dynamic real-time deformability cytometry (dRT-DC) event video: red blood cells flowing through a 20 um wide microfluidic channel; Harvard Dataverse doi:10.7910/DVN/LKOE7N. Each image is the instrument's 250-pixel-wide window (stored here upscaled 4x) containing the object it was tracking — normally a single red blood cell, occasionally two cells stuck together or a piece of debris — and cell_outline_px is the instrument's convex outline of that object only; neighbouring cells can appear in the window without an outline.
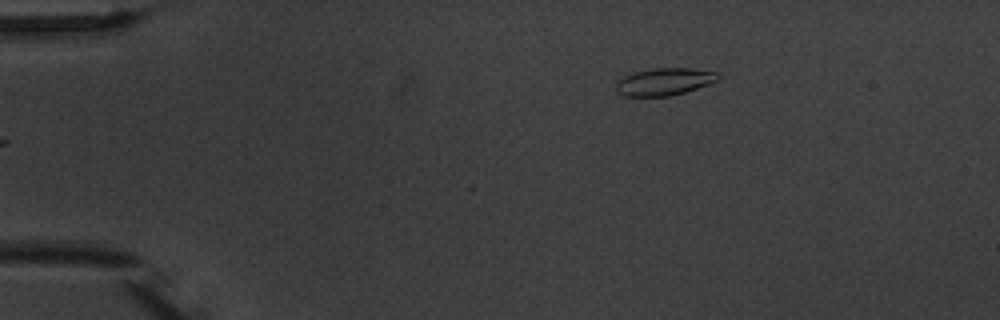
{"species": "common noctule bat (a hibernating species)", "species_latin": "Nyctalus noctula", "temperature_condition": "warm", "stored_images_in_passage": 3, "camera_frame_rate_fps": 3000, "um_per_image_px": 0.085, "animal": {"sex": "male", "body_mass_g": 20.1, "forearm_length_mm": 53.5}, "frame": {"image": 1, "passage_image": 1, "time_ms": 0.0, "image_size_px": [1000, 320], "cell_outline_px": [[720, 80], [684, 92], [668, 96], [624, 96], [616, 92], [616, 84], [624, 76], [636, 72], [652, 68], [692, 68], [716, 72], [720, 76]], "centroid_in_image_um": [56.48, 6.94], "position_along_channel_um": 28.5, "area_um2": 16.13}}
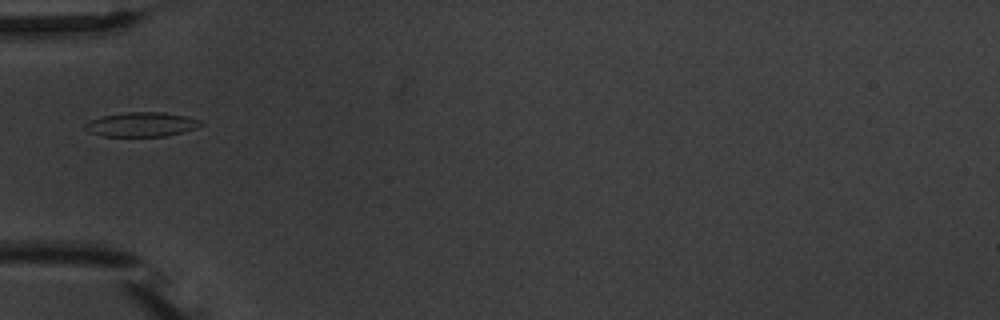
{"frame": {"image": 2, "passage_image": 3, "time_ms": 3.0, "image_size_px": [1000, 320], "cell_outline_px": [[204, 124], [196, 128], [164, 136], [104, 136], [88, 132], [84, 128], [84, 124], [92, 120], [104, 116], [128, 112], [164, 112], [188, 116], [200, 120]], "centroid_in_image_um": [12.05, 10.57], "position_along_channel_um": 73.0, "area_um2": 16.3}}